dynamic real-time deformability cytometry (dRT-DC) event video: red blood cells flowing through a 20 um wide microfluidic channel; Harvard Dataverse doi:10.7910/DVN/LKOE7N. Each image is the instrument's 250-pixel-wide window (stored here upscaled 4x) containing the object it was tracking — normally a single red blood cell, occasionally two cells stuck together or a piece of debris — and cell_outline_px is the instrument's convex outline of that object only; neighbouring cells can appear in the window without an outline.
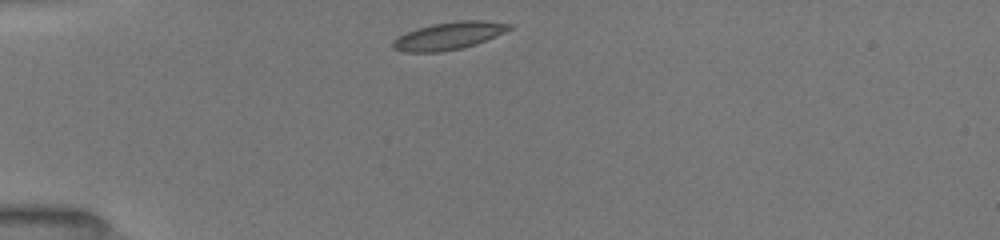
{"species": "common noctule bat (a hibernating species)", "species_latin": "Nyctalus noctula", "temperature_condition": "room temperature", "stored_images_in_passage": 38, "camera_frame_rate_fps": 3000, "um_per_image_px": 0.085, "animal": {"sex": "female", "body_mass_g": 19.5, "forearm_length_mm": 54.1}, "frame": {"image": 1, "passage_image": 1, "time_ms": 0.0, "image_size_px": [1000, 240], "cell_outline_px": [[512, 28], [496, 36], [476, 44], [460, 48], [440, 52], [404, 52], [392, 48], [392, 40], [416, 28], [432, 24], [456, 20], [484, 20], [512, 24]], "centroid_in_image_um": [38.15, 3.04], "position_along_channel_um": 46.9, "area_um2": 18.67}}
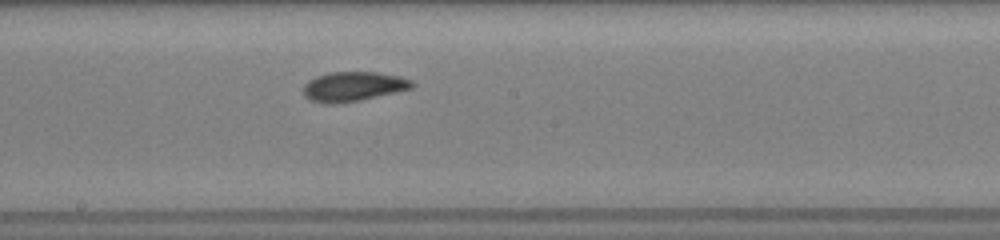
{"frame": {"image": 2, "passage_image": 16, "time_ms": 5.0, "image_size_px": [1000, 240], "cell_outline_px": [[416, 84], [412, 88], [360, 100], [332, 104], [324, 104], [312, 100], [304, 96], [304, 84], [308, 80], [316, 76], [332, 72], [376, 72], [400, 76], [412, 80]], "centroid_in_image_um": [30.03, 7.34], "position_along_channel_um": 218.2, "area_um2": 18.67}}
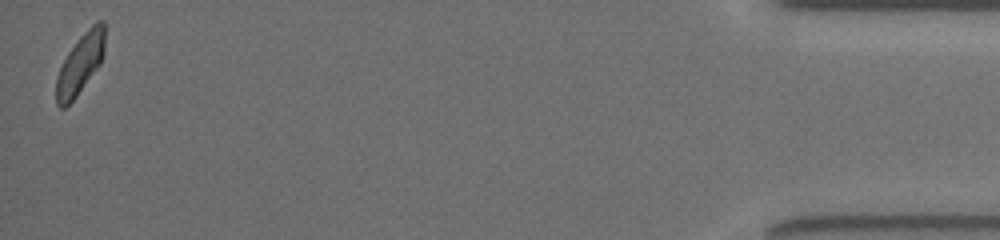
{"frame": {"image": 3, "passage_image": 38, "time_ms": 12.333, "image_size_px": [1000, 240], "cell_outline_px": [[104, 52], [100, 64], [76, 96], [64, 108], [60, 108], [56, 104], [56, 76], [68, 52], [80, 36], [96, 20], [104, 20]], "centroid_in_image_um": [6.82, 5.41], "position_along_channel_um": 428.4, "area_um2": 16.82}, "authors_computed_cell_mechanics": {"area_um2": 18.1203, "velocity_mm_per_s": 3.9805, "shape_relaxation_time_tau1_ms": 4.6237, "shape_relaxation_time_tau2_ms": 2.2651, "deformation_change_tau1": 0.1429, "deformation_change_tau2": 0.069}}